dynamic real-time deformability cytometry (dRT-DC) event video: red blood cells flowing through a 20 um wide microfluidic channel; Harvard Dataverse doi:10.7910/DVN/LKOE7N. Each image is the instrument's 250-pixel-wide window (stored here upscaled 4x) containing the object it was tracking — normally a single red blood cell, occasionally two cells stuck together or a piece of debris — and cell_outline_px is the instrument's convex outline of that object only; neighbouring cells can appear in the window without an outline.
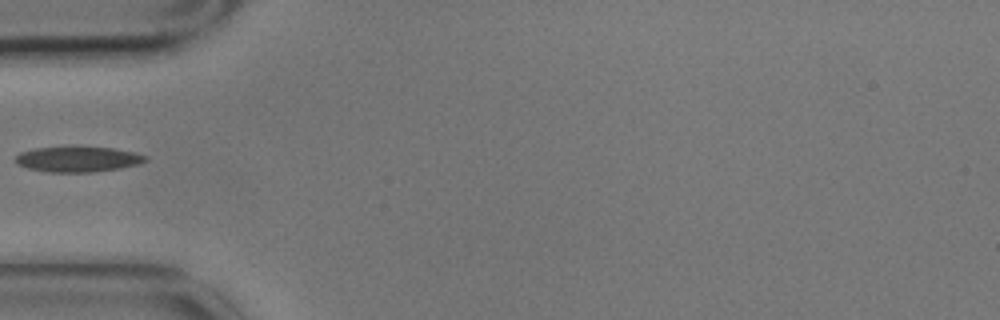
{"species": "common noctule bat (a hibernating species)", "species_latin": "Nyctalus noctula", "temperature_condition": "cold", "stored_images_in_passage": 4, "camera_frame_rate_fps": 3000, "um_per_image_px": 0.085, "animal": {"sex": "male", "body_mass_g": 17.9}, "frame": {"image": 1, "passage_image": 4, "time_ms": 1.0, "image_size_px": [1000, 320], "cell_outline_px": [[148, 160], [136, 164], [120, 168], [92, 172], [52, 172], [28, 168], [16, 164], [16, 156], [20, 152], [32, 148], [72, 144], [76, 144], [116, 148], [136, 152], [148, 156]], "centroid_in_image_um": [6.62, 13.47], "position_along_channel_um": 78.4, "area_um2": 20.17}}